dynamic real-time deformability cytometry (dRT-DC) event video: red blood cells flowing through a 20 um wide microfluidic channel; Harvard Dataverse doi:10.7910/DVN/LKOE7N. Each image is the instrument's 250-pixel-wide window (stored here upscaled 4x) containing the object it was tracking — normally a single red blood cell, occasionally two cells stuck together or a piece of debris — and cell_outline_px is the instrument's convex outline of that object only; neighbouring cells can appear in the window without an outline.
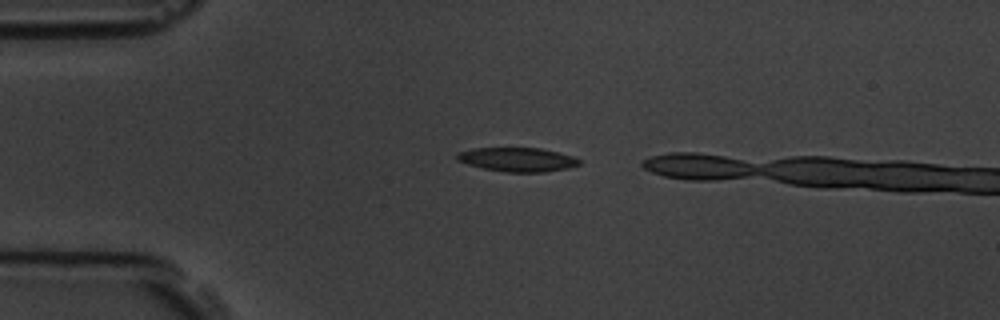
{"species": "common noctule bat (a hibernating species)", "species_latin": "Nyctalus noctula", "temperature_condition": "room temperature", "stored_images_in_passage": 3, "camera_frame_rate_fps": 3000, "um_per_image_px": 0.085, "animal": {"sex": "male", "body_mass_g": 19.5, "forearm_length_mm": 54.6}, "frame": {"image": 1, "passage_image": 2, "time_ms": 1.333, "image_size_px": [1000, 320], "cell_outline_px": [[580, 164], [568, 168], [544, 172], [508, 172], [484, 168], [468, 164], [456, 160], [456, 156], [460, 152], [476, 148], [540, 148], [572, 156], [580, 160]], "centroid_in_image_um": [43.99, 13.56], "position_along_channel_um": 41.0, "area_um2": 16.82}}